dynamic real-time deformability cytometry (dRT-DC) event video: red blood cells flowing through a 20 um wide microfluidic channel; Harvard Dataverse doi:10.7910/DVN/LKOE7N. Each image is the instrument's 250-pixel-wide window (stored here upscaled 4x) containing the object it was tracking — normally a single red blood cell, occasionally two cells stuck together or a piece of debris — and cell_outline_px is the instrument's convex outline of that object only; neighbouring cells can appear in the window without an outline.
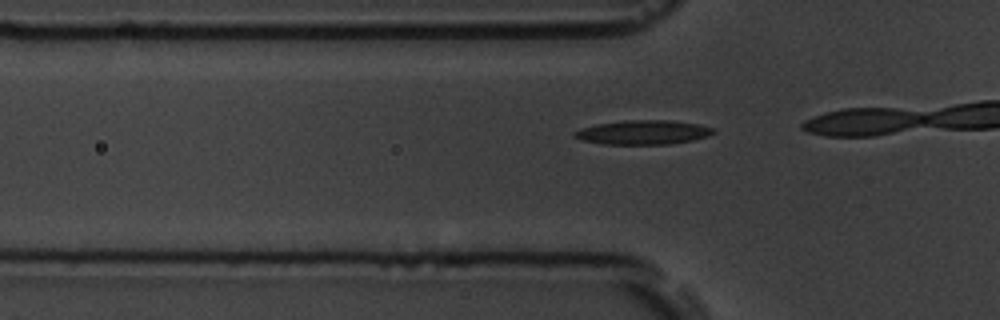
{"species": "common noctule bat (a hibernating species)", "species_latin": "Nyctalus noctula", "temperature_condition": "room temperature", "stored_images_in_passage": 6, "camera_frame_rate_fps": 3000, "um_per_image_px": 0.085, "animal": {"sex": "male", "body_mass_g": 19.5, "forearm_length_mm": 54.6}, "frame": {"image": 1, "passage_image": 3, "time_ms": 0.667, "image_size_px": [1000, 320], "cell_outline_px": [[716, 132], [708, 136], [692, 140], [668, 144], [600, 144], [584, 140], [572, 136], [572, 132], [580, 128], [596, 124], [624, 120], [668, 120], [700, 124], [716, 128]], "centroid_in_image_um": [54.67, 11.24], "position_along_channel_um": 71.1, "area_um2": 19.77}}